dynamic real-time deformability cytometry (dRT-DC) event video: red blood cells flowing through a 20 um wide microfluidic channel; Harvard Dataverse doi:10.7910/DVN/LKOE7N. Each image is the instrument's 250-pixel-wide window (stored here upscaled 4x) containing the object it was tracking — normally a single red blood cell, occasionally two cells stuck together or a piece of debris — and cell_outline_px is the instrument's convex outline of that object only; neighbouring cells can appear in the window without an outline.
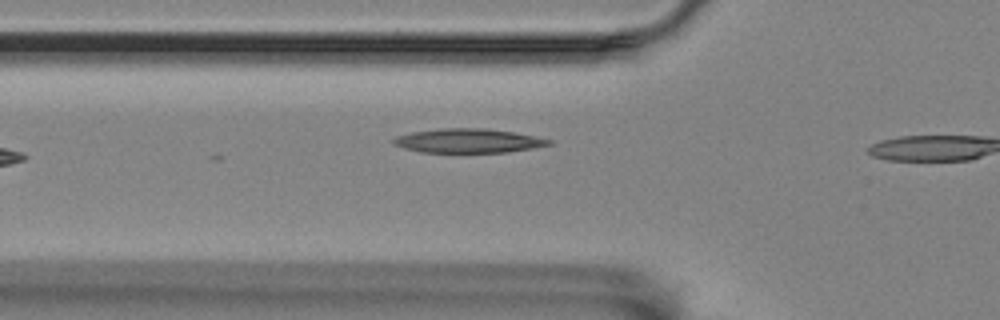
{"species": "Egyptian fruit bat (a non-hibernating species)", "species_latin": "Rousettus aegyptiacus", "temperature_condition": "room temperature", "stored_images_in_passage": 7, "camera_frame_rate_fps": 3000, "um_per_image_px": 0.085, "animal": {"sex": "female"}, "frame": {"image": 1, "passage_image": 7, "time_ms": 6.667, "image_size_px": [1000, 320], "cell_outline_px": [[552, 144], [532, 148], [508, 152], [420, 152], [404, 148], [392, 144], [392, 140], [396, 136], [412, 132], [440, 128], [484, 128], [512, 132], [552, 140]], "centroid_in_image_um": [39.75, 11.96], "position_along_channel_um": 86.0, "area_um2": 21.68}}